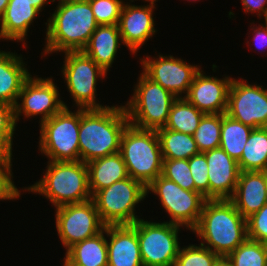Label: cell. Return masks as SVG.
<instances>
[{"label": "cell", "mask_w": 267, "mask_h": 266, "mask_svg": "<svg viewBox=\"0 0 267 266\" xmlns=\"http://www.w3.org/2000/svg\"><path fill=\"white\" fill-rule=\"evenodd\" d=\"M129 124L124 106L102 109L80 108V161L109 156L120 151L123 131Z\"/></svg>", "instance_id": "obj_1"}, {"label": "cell", "mask_w": 267, "mask_h": 266, "mask_svg": "<svg viewBox=\"0 0 267 266\" xmlns=\"http://www.w3.org/2000/svg\"><path fill=\"white\" fill-rule=\"evenodd\" d=\"M192 231L206 241L202 246L220 257H227L248 238L247 219L229 199L206 200Z\"/></svg>", "instance_id": "obj_2"}, {"label": "cell", "mask_w": 267, "mask_h": 266, "mask_svg": "<svg viewBox=\"0 0 267 266\" xmlns=\"http://www.w3.org/2000/svg\"><path fill=\"white\" fill-rule=\"evenodd\" d=\"M98 26L88 0L59 2L48 20L44 53L82 51Z\"/></svg>", "instance_id": "obj_3"}, {"label": "cell", "mask_w": 267, "mask_h": 266, "mask_svg": "<svg viewBox=\"0 0 267 266\" xmlns=\"http://www.w3.org/2000/svg\"><path fill=\"white\" fill-rule=\"evenodd\" d=\"M27 190L44 195L55 207L92 199L88 169L82 161H48L42 179Z\"/></svg>", "instance_id": "obj_4"}, {"label": "cell", "mask_w": 267, "mask_h": 266, "mask_svg": "<svg viewBox=\"0 0 267 266\" xmlns=\"http://www.w3.org/2000/svg\"><path fill=\"white\" fill-rule=\"evenodd\" d=\"M119 153L128 175L145 187L162 174L163 157L156 130L137 128L129 123L123 131Z\"/></svg>", "instance_id": "obj_5"}, {"label": "cell", "mask_w": 267, "mask_h": 266, "mask_svg": "<svg viewBox=\"0 0 267 266\" xmlns=\"http://www.w3.org/2000/svg\"><path fill=\"white\" fill-rule=\"evenodd\" d=\"M134 90L124 106L129 123L141 129L164 128L171 105L177 98L143 72Z\"/></svg>", "instance_id": "obj_6"}, {"label": "cell", "mask_w": 267, "mask_h": 266, "mask_svg": "<svg viewBox=\"0 0 267 266\" xmlns=\"http://www.w3.org/2000/svg\"><path fill=\"white\" fill-rule=\"evenodd\" d=\"M147 195L146 187L130 176L97 191L92 200L101 221L107 225H132L138 219L135 206Z\"/></svg>", "instance_id": "obj_7"}, {"label": "cell", "mask_w": 267, "mask_h": 266, "mask_svg": "<svg viewBox=\"0 0 267 266\" xmlns=\"http://www.w3.org/2000/svg\"><path fill=\"white\" fill-rule=\"evenodd\" d=\"M40 151L49 161H79L80 108L73 113L64 107L40 123Z\"/></svg>", "instance_id": "obj_8"}, {"label": "cell", "mask_w": 267, "mask_h": 266, "mask_svg": "<svg viewBox=\"0 0 267 266\" xmlns=\"http://www.w3.org/2000/svg\"><path fill=\"white\" fill-rule=\"evenodd\" d=\"M131 226L137 232L143 266H174L180 250V225L138 219Z\"/></svg>", "instance_id": "obj_9"}, {"label": "cell", "mask_w": 267, "mask_h": 266, "mask_svg": "<svg viewBox=\"0 0 267 266\" xmlns=\"http://www.w3.org/2000/svg\"><path fill=\"white\" fill-rule=\"evenodd\" d=\"M160 197L162 207L171 216L170 223L185 225L191 230L197 225L206 198L199 192L181 188L177 183L159 175L147 187Z\"/></svg>", "instance_id": "obj_10"}, {"label": "cell", "mask_w": 267, "mask_h": 266, "mask_svg": "<svg viewBox=\"0 0 267 266\" xmlns=\"http://www.w3.org/2000/svg\"><path fill=\"white\" fill-rule=\"evenodd\" d=\"M64 63L62 73L68 91L73 96L78 108L102 109L108 107L95 101L97 77L103 78L107 73L82 51L65 52Z\"/></svg>", "instance_id": "obj_11"}, {"label": "cell", "mask_w": 267, "mask_h": 266, "mask_svg": "<svg viewBox=\"0 0 267 266\" xmlns=\"http://www.w3.org/2000/svg\"><path fill=\"white\" fill-rule=\"evenodd\" d=\"M105 226L92 199L56 207V228L66 249L77 242L96 236Z\"/></svg>", "instance_id": "obj_12"}, {"label": "cell", "mask_w": 267, "mask_h": 266, "mask_svg": "<svg viewBox=\"0 0 267 266\" xmlns=\"http://www.w3.org/2000/svg\"><path fill=\"white\" fill-rule=\"evenodd\" d=\"M226 114L252 128L267 127V90L233 78Z\"/></svg>", "instance_id": "obj_13"}, {"label": "cell", "mask_w": 267, "mask_h": 266, "mask_svg": "<svg viewBox=\"0 0 267 266\" xmlns=\"http://www.w3.org/2000/svg\"><path fill=\"white\" fill-rule=\"evenodd\" d=\"M30 75L23 83L19 98L22 103L15 104V121L19 120L21 113L25 117L42 115L41 123L50 119L52 116L61 111L66 104L59 99V91L53 83L52 78L42 79L32 78Z\"/></svg>", "instance_id": "obj_14"}, {"label": "cell", "mask_w": 267, "mask_h": 266, "mask_svg": "<svg viewBox=\"0 0 267 266\" xmlns=\"http://www.w3.org/2000/svg\"><path fill=\"white\" fill-rule=\"evenodd\" d=\"M148 57L141 61L143 73L148 78L171 92L176 98H180L182 92L187 95L194 77L200 71L197 66L188 65L173 56L159 55V59L156 60Z\"/></svg>", "instance_id": "obj_15"}, {"label": "cell", "mask_w": 267, "mask_h": 266, "mask_svg": "<svg viewBox=\"0 0 267 266\" xmlns=\"http://www.w3.org/2000/svg\"><path fill=\"white\" fill-rule=\"evenodd\" d=\"M231 82L230 77L218 79L199 71L184 98L204 114L226 113Z\"/></svg>", "instance_id": "obj_16"}, {"label": "cell", "mask_w": 267, "mask_h": 266, "mask_svg": "<svg viewBox=\"0 0 267 266\" xmlns=\"http://www.w3.org/2000/svg\"><path fill=\"white\" fill-rule=\"evenodd\" d=\"M203 154L208 164L209 200L230 199L240 174L238 162L220 147Z\"/></svg>", "instance_id": "obj_17"}, {"label": "cell", "mask_w": 267, "mask_h": 266, "mask_svg": "<svg viewBox=\"0 0 267 266\" xmlns=\"http://www.w3.org/2000/svg\"><path fill=\"white\" fill-rule=\"evenodd\" d=\"M154 2L147 6L124 4L118 23L123 44L134 54L155 34Z\"/></svg>", "instance_id": "obj_18"}, {"label": "cell", "mask_w": 267, "mask_h": 266, "mask_svg": "<svg viewBox=\"0 0 267 266\" xmlns=\"http://www.w3.org/2000/svg\"><path fill=\"white\" fill-rule=\"evenodd\" d=\"M108 266H143L136 230L131 225H107Z\"/></svg>", "instance_id": "obj_19"}, {"label": "cell", "mask_w": 267, "mask_h": 266, "mask_svg": "<svg viewBox=\"0 0 267 266\" xmlns=\"http://www.w3.org/2000/svg\"><path fill=\"white\" fill-rule=\"evenodd\" d=\"M247 219L267 203V188L263 171H240L237 186L229 199Z\"/></svg>", "instance_id": "obj_20"}, {"label": "cell", "mask_w": 267, "mask_h": 266, "mask_svg": "<svg viewBox=\"0 0 267 266\" xmlns=\"http://www.w3.org/2000/svg\"><path fill=\"white\" fill-rule=\"evenodd\" d=\"M119 40L122 41L118 24L99 25L82 52L107 73L121 45Z\"/></svg>", "instance_id": "obj_21"}, {"label": "cell", "mask_w": 267, "mask_h": 266, "mask_svg": "<svg viewBox=\"0 0 267 266\" xmlns=\"http://www.w3.org/2000/svg\"><path fill=\"white\" fill-rule=\"evenodd\" d=\"M20 56L0 51V103L15 106L23 83L30 76Z\"/></svg>", "instance_id": "obj_22"}, {"label": "cell", "mask_w": 267, "mask_h": 266, "mask_svg": "<svg viewBox=\"0 0 267 266\" xmlns=\"http://www.w3.org/2000/svg\"><path fill=\"white\" fill-rule=\"evenodd\" d=\"M86 165L91 196L97 191L129 177L126 164L119 152L91 160Z\"/></svg>", "instance_id": "obj_23"}, {"label": "cell", "mask_w": 267, "mask_h": 266, "mask_svg": "<svg viewBox=\"0 0 267 266\" xmlns=\"http://www.w3.org/2000/svg\"><path fill=\"white\" fill-rule=\"evenodd\" d=\"M39 12L32 4L9 2L0 18V39L23 41L30 24Z\"/></svg>", "instance_id": "obj_24"}, {"label": "cell", "mask_w": 267, "mask_h": 266, "mask_svg": "<svg viewBox=\"0 0 267 266\" xmlns=\"http://www.w3.org/2000/svg\"><path fill=\"white\" fill-rule=\"evenodd\" d=\"M105 229L94 237L73 244L66 250L65 259L74 266H108Z\"/></svg>", "instance_id": "obj_25"}, {"label": "cell", "mask_w": 267, "mask_h": 266, "mask_svg": "<svg viewBox=\"0 0 267 266\" xmlns=\"http://www.w3.org/2000/svg\"><path fill=\"white\" fill-rule=\"evenodd\" d=\"M240 171L267 169V127L253 128L238 161Z\"/></svg>", "instance_id": "obj_26"}, {"label": "cell", "mask_w": 267, "mask_h": 266, "mask_svg": "<svg viewBox=\"0 0 267 266\" xmlns=\"http://www.w3.org/2000/svg\"><path fill=\"white\" fill-rule=\"evenodd\" d=\"M163 159H189L199 154L193 135L171 129L156 130Z\"/></svg>", "instance_id": "obj_27"}, {"label": "cell", "mask_w": 267, "mask_h": 266, "mask_svg": "<svg viewBox=\"0 0 267 266\" xmlns=\"http://www.w3.org/2000/svg\"><path fill=\"white\" fill-rule=\"evenodd\" d=\"M252 130V127L222 113L220 148L238 162Z\"/></svg>", "instance_id": "obj_28"}, {"label": "cell", "mask_w": 267, "mask_h": 266, "mask_svg": "<svg viewBox=\"0 0 267 266\" xmlns=\"http://www.w3.org/2000/svg\"><path fill=\"white\" fill-rule=\"evenodd\" d=\"M204 115L181 96L172 103L164 128L193 135Z\"/></svg>", "instance_id": "obj_29"}, {"label": "cell", "mask_w": 267, "mask_h": 266, "mask_svg": "<svg viewBox=\"0 0 267 266\" xmlns=\"http://www.w3.org/2000/svg\"><path fill=\"white\" fill-rule=\"evenodd\" d=\"M222 114H205L193 138L200 153L220 147Z\"/></svg>", "instance_id": "obj_30"}, {"label": "cell", "mask_w": 267, "mask_h": 266, "mask_svg": "<svg viewBox=\"0 0 267 266\" xmlns=\"http://www.w3.org/2000/svg\"><path fill=\"white\" fill-rule=\"evenodd\" d=\"M227 258L233 266H267V244L247 238Z\"/></svg>", "instance_id": "obj_31"}, {"label": "cell", "mask_w": 267, "mask_h": 266, "mask_svg": "<svg viewBox=\"0 0 267 266\" xmlns=\"http://www.w3.org/2000/svg\"><path fill=\"white\" fill-rule=\"evenodd\" d=\"M219 258V255L202 245H189L180 248L174 266H215Z\"/></svg>", "instance_id": "obj_32"}, {"label": "cell", "mask_w": 267, "mask_h": 266, "mask_svg": "<svg viewBox=\"0 0 267 266\" xmlns=\"http://www.w3.org/2000/svg\"><path fill=\"white\" fill-rule=\"evenodd\" d=\"M161 175L185 190L195 191L188 159H163Z\"/></svg>", "instance_id": "obj_33"}, {"label": "cell", "mask_w": 267, "mask_h": 266, "mask_svg": "<svg viewBox=\"0 0 267 266\" xmlns=\"http://www.w3.org/2000/svg\"><path fill=\"white\" fill-rule=\"evenodd\" d=\"M99 25L118 24L124 2L122 0H88Z\"/></svg>", "instance_id": "obj_34"}, {"label": "cell", "mask_w": 267, "mask_h": 266, "mask_svg": "<svg viewBox=\"0 0 267 266\" xmlns=\"http://www.w3.org/2000/svg\"><path fill=\"white\" fill-rule=\"evenodd\" d=\"M191 175L194 180L195 191L201 193L209 200L208 164L203 153L188 159Z\"/></svg>", "instance_id": "obj_35"}, {"label": "cell", "mask_w": 267, "mask_h": 266, "mask_svg": "<svg viewBox=\"0 0 267 266\" xmlns=\"http://www.w3.org/2000/svg\"><path fill=\"white\" fill-rule=\"evenodd\" d=\"M247 237L267 244V203L247 218Z\"/></svg>", "instance_id": "obj_36"}, {"label": "cell", "mask_w": 267, "mask_h": 266, "mask_svg": "<svg viewBox=\"0 0 267 266\" xmlns=\"http://www.w3.org/2000/svg\"><path fill=\"white\" fill-rule=\"evenodd\" d=\"M15 126L14 106L0 103V140L13 142Z\"/></svg>", "instance_id": "obj_37"}, {"label": "cell", "mask_w": 267, "mask_h": 266, "mask_svg": "<svg viewBox=\"0 0 267 266\" xmlns=\"http://www.w3.org/2000/svg\"><path fill=\"white\" fill-rule=\"evenodd\" d=\"M11 170H0V199L12 200L20 197V192L12 182Z\"/></svg>", "instance_id": "obj_38"}, {"label": "cell", "mask_w": 267, "mask_h": 266, "mask_svg": "<svg viewBox=\"0 0 267 266\" xmlns=\"http://www.w3.org/2000/svg\"><path fill=\"white\" fill-rule=\"evenodd\" d=\"M12 142L0 140V170H11Z\"/></svg>", "instance_id": "obj_39"}, {"label": "cell", "mask_w": 267, "mask_h": 266, "mask_svg": "<svg viewBox=\"0 0 267 266\" xmlns=\"http://www.w3.org/2000/svg\"><path fill=\"white\" fill-rule=\"evenodd\" d=\"M245 12H258V16L264 15L265 20L267 19V0H241ZM266 6V7H265ZM264 14H262V13Z\"/></svg>", "instance_id": "obj_40"}, {"label": "cell", "mask_w": 267, "mask_h": 266, "mask_svg": "<svg viewBox=\"0 0 267 266\" xmlns=\"http://www.w3.org/2000/svg\"><path fill=\"white\" fill-rule=\"evenodd\" d=\"M252 29H255L253 31L255 33L253 41H255L257 44H259L260 48L266 47V49H267V24L265 23V27H264V25H262V26L260 25V28L255 27ZM257 46H256V48H257ZM258 48H259V46H258Z\"/></svg>", "instance_id": "obj_41"}, {"label": "cell", "mask_w": 267, "mask_h": 266, "mask_svg": "<svg viewBox=\"0 0 267 266\" xmlns=\"http://www.w3.org/2000/svg\"><path fill=\"white\" fill-rule=\"evenodd\" d=\"M9 2L22 3V4H32L36 9L41 11L44 4H47V0H9Z\"/></svg>", "instance_id": "obj_42"}, {"label": "cell", "mask_w": 267, "mask_h": 266, "mask_svg": "<svg viewBox=\"0 0 267 266\" xmlns=\"http://www.w3.org/2000/svg\"><path fill=\"white\" fill-rule=\"evenodd\" d=\"M215 266H233L227 257H220Z\"/></svg>", "instance_id": "obj_43"}, {"label": "cell", "mask_w": 267, "mask_h": 266, "mask_svg": "<svg viewBox=\"0 0 267 266\" xmlns=\"http://www.w3.org/2000/svg\"><path fill=\"white\" fill-rule=\"evenodd\" d=\"M9 0H0V18L4 15Z\"/></svg>", "instance_id": "obj_44"}, {"label": "cell", "mask_w": 267, "mask_h": 266, "mask_svg": "<svg viewBox=\"0 0 267 266\" xmlns=\"http://www.w3.org/2000/svg\"><path fill=\"white\" fill-rule=\"evenodd\" d=\"M63 266H74V265L71 264L68 260L65 259Z\"/></svg>", "instance_id": "obj_45"}, {"label": "cell", "mask_w": 267, "mask_h": 266, "mask_svg": "<svg viewBox=\"0 0 267 266\" xmlns=\"http://www.w3.org/2000/svg\"><path fill=\"white\" fill-rule=\"evenodd\" d=\"M263 172H264V179H265L266 188H267V169L266 170H263Z\"/></svg>", "instance_id": "obj_46"}, {"label": "cell", "mask_w": 267, "mask_h": 266, "mask_svg": "<svg viewBox=\"0 0 267 266\" xmlns=\"http://www.w3.org/2000/svg\"><path fill=\"white\" fill-rule=\"evenodd\" d=\"M145 1L155 2L156 0H145Z\"/></svg>", "instance_id": "obj_47"}, {"label": "cell", "mask_w": 267, "mask_h": 266, "mask_svg": "<svg viewBox=\"0 0 267 266\" xmlns=\"http://www.w3.org/2000/svg\"><path fill=\"white\" fill-rule=\"evenodd\" d=\"M64 1H70V0H59V2H64Z\"/></svg>", "instance_id": "obj_48"}]
</instances>
